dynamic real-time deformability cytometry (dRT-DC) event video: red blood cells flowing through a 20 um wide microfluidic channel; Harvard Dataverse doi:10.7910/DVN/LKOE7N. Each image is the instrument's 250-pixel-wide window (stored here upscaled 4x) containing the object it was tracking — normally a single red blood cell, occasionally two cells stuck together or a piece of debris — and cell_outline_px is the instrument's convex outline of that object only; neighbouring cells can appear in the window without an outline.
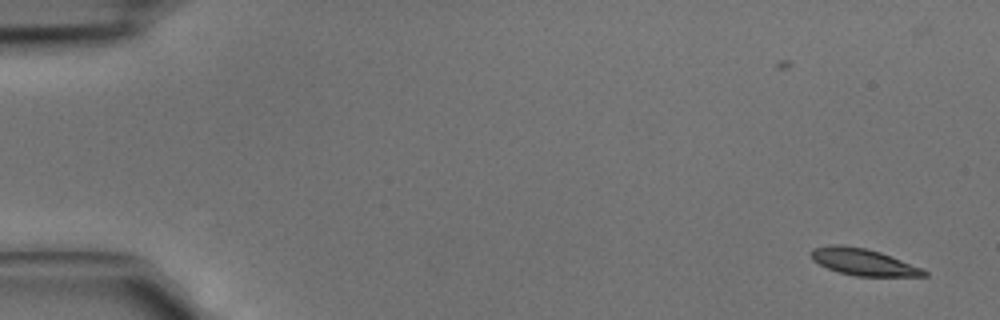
{"species": "common noctule bat (a hibernating species)", "species_latin": "Nyctalus noctula", "temperature_condition": "cold", "stored_images_in_passage": 4, "camera_frame_rate_fps": 3000, "um_per_image_px": 0.085, "animal": {"sex": "male", "body_mass_g": 15.6}, "frame": {"image": 1, "passage_image": 1, "time_ms": 0.0, "image_size_px": [1000, 320], "cell_outline_px": [[928, 276], [856, 276], [840, 272], [828, 268], [812, 260], [808, 252], [812, 248], [832, 244], [840, 244], [864, 248], [880, 252], [924, 268], [928, 272]], "centroid_in_image_um": [73.37, 22.26], "position_along_channel_um": 11.6, "area_um2": 17.69}}
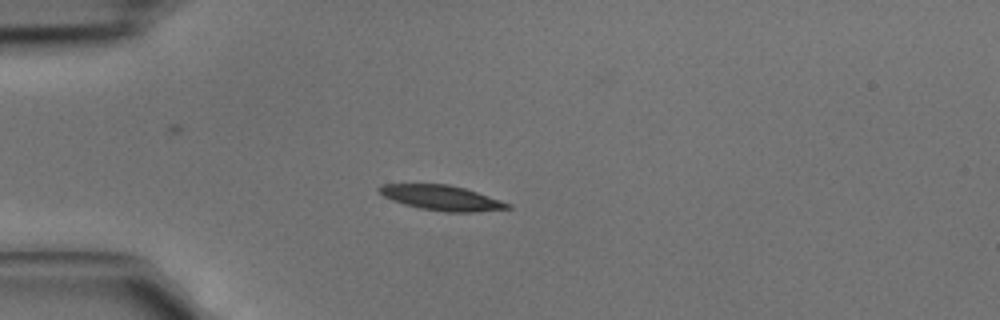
{"frame": {"image": 2, "passage_image": 4, "time_ms": 1.0, "image_size_px": [1000, 320], "cell_outline_px": [[512, 208], [476, 212], [444, 212], [420, 208], [404, 204], [392, 200], [384, 196], [376, 188], [380, 184], [448, 184], [464, 188], [512, 204]], "centroid_in_image_um": [37.53, 16.82], "position_along_channel_um": 47.5, "area_um2": 18.67}}